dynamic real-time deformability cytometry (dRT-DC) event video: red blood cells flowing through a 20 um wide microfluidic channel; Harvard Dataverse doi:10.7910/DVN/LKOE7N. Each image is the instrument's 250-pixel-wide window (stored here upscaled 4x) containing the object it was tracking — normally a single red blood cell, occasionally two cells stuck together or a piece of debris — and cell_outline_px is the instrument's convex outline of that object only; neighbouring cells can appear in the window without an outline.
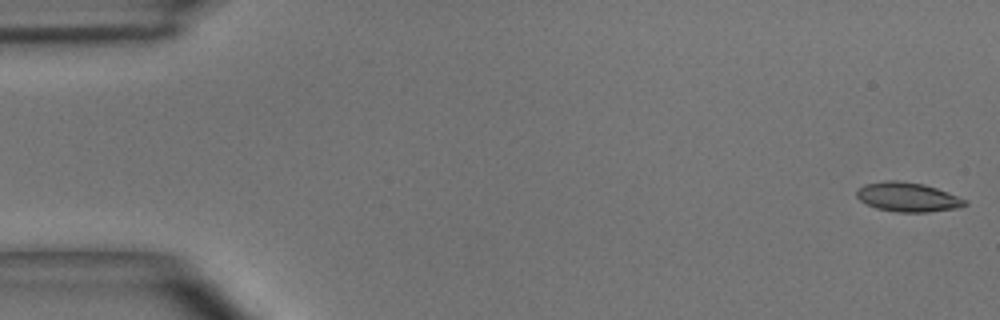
{"species": "common noctule bat (a hibernating species)", "species_latin": "Nyctalus noctula", "temperature_condition": "room temperature", "stored_images_in_passage": 11, "camera_frame_rate_fps": 3000, "um_per_image_px": 0.085, "animal": {"sex": "male", "body_mass_g": 15.6}, "frame": {"image": 1, "passage_image": 1, "time_ms": 0.0, "image_size_px": [1000, 320], "cell_outline_px": [[968, 204], [956, 208], [928, 212], [896, 212], [876, 208], [860, 200], [856, 196], [856, 188], [864, 184], [884, 180], [896, 180], [924, 184], [948, 192], [968, 200]], "centroid_in_image_um": [77.14, 16.74], "position_along_channel_um": 7.9, "area_um2": 18.61}}
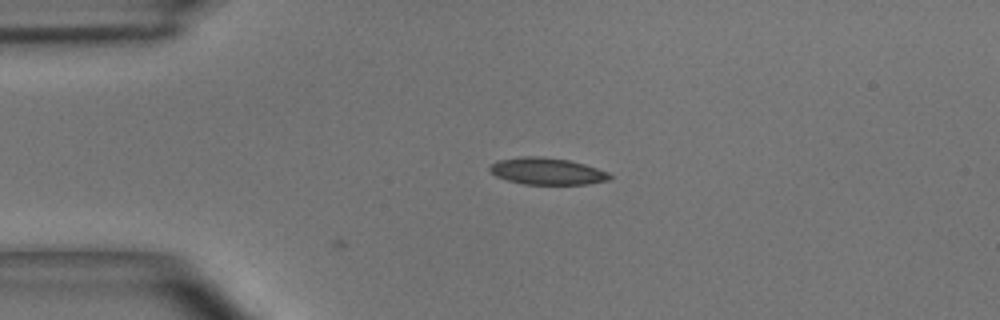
{"frame": {"image": 2, "passage_image": 11, "time_ms": 3.333, "image_size_px": [1000, 320], "cell_outline_px": [[612, 180], [588, 184], [524, 184], [508, 180], [496, 176], [488, 168], [492, 164], [500, 160], [520, 156], [536, 156], [568, 160], [584, 164], [608, 172], [612, 176]], "centroid_in_image_um": [46.53, 14.56], "position_along_channel_um": 38.5, "area_um2": 18.61}}